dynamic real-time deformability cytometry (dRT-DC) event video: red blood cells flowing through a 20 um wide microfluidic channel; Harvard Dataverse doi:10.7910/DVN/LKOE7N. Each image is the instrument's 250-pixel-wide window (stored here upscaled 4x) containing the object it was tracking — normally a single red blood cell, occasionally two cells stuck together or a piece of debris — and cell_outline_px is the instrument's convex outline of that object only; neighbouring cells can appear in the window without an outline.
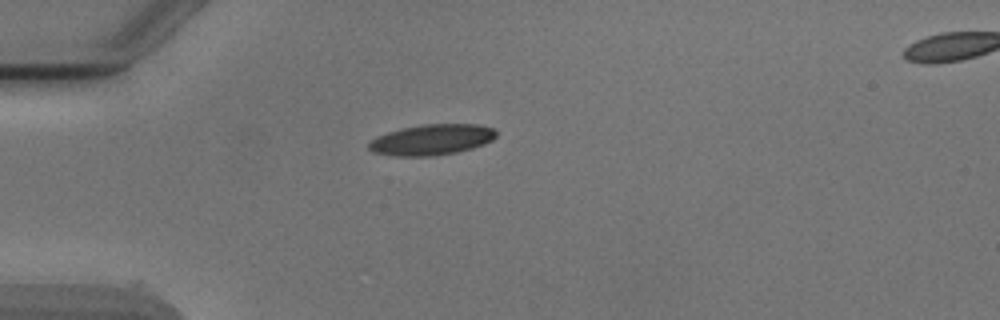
{"species": "Egyptian fruit bat (a non-hibernating species)", "species_latin": "Rousettus aegyptiacus", "temperature_condition": "cold", "stored_images_in_passage": 4, "camera_frame_rate_fps": 3000, "um_per_image_px": 0.085, "animal": {"sex": "male"}, "frame": {"image": 1, "passage_image": 1, "time_ms": 0.0, "image_size_px": [1000, 320], "cell_outline_px": [[496, 136], [492, 140], [484, 144], [472, 148], [456, 152], [432, 156], [392, 156], [372, 152], [368, 148], [368, 144], [376, 136], [388, 132], [404, 128], [424, 124], [476, 124], [496, 128]], "centroid_in_image_um": [36.7, 11.88], "position_along_channel_um": 48.3, "area_um2": 22.83}}
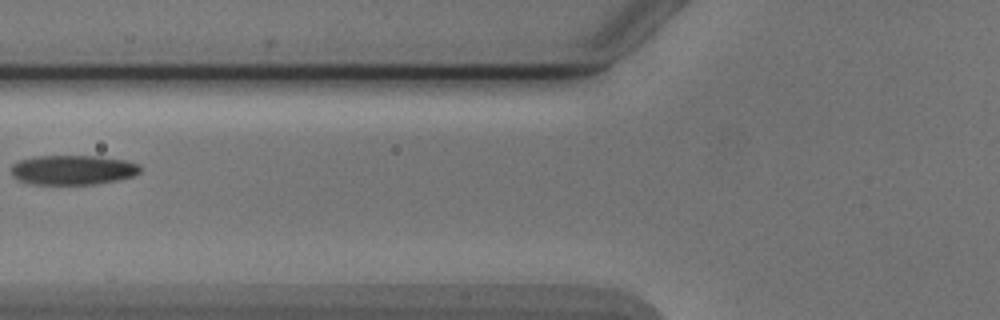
{"frame": {"image": 2, "passage_image": 3, "time_ms": 2.333, "image_size_px": [1000, 320], "cell_outline_px": [[140, 172], [132, 176], [116, 180], [96, 184], [32, 184], [20, 180], [12, 176], [12, 164], [20, 160], [36, 156], [100, 156], [124, 160], [140, 164]], "centroid_in_image_um": [6.2, 14.44], "position_along_channel_um": 119.6, "area_um2": 22.2}}
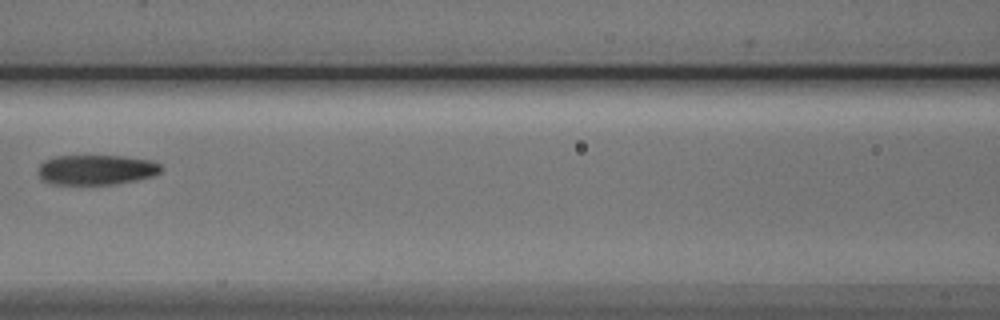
{"frame": {"image": 3, "passage_image": 4, "time_ms": 3.333, "image_size_px": [1000, 320], "cell_outline_px": [[164, 168], [160, 172], [152, 176], [136, 180], [112, 184], [52, 184], [44, 180], [36, 172], [40, 164], [44, 160], [56, 156], [124, 156], [152, 160], [160, 164]], "centroid_in_image_um": [8.19, 14.42], "position_along_channel_um": 158.4, "area_um2": 21.56}}